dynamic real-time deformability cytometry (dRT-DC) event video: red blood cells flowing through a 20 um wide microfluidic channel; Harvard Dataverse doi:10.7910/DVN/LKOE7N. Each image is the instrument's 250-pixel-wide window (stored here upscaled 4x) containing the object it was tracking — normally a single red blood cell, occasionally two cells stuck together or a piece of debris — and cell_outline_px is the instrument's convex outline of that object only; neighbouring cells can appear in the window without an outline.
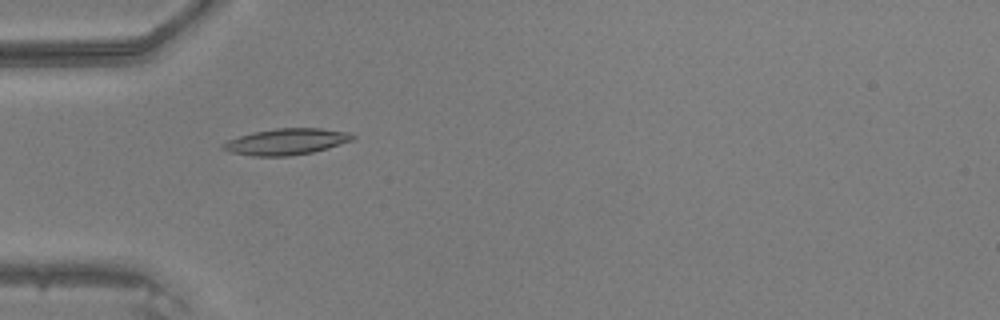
{"species": "common noctule bat (a hibernating species)", "species_latin": "Nyctalus noctula", "temperature_condition": "warm", "stored_images_in_passage": 48, "camera_frame_rate_fps": 3000, "um_per_image_px": 0.085, "animal": {"sex": "male", "body_mass_g": 20.5, "forearm_length_mm": 52.5}, "frame": {"image": 1, "passage_image": 16, "time_ms": 5.0, "image_size_px": [1000, 320], "cell_outline_px": [[356, 136], [352, 140], [328, 148], [312, 152], [288, 156], [252, 156], [228, 152], [220, 148], [220, 144], [228, 140], [252, 132], [276, 128], [320, 128], [352, 132]], "centroid_in_image_um": [24.32, 12.04], "position_along_channel_um": 60.7, "area_um2": 20.0}}
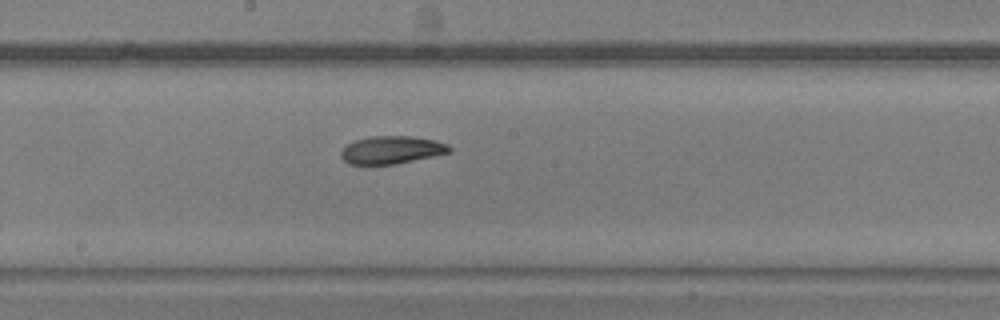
{"frame": {"image": 2, "passage_image": 27, "time_ms": 8.667, "image_size_px": [1000, 320], "cell_outline_px": [[452, 152], [396, 164], [348, 164], [340, 156], [340, 152], [348, 144], [356, 140], [368, 136], [408, 136], [436, 140], [448, 144], [452, 148]], "centroid_in_image_um": [33.31, 12.74], "position_along_channel_um": 214.9, "area_um2": 17.57}}
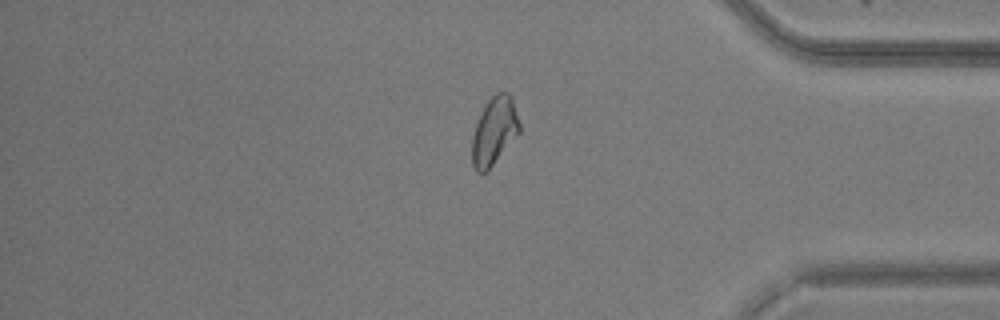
{"frame": {"image": 3, "passage_image": 41, "time_ms": 13.333, "image_size_px": [1000, 320], "cell_outline_px": [[520, 132], [492, 164], [484, 172], [476, 172], [472, 164], [472, 136], [476, 124], [488, 100], [496, 92], [508, 92], [512, 96], [520, 124]], "centroid_in_image_um": [42.02, 11.1], "position_along_channel_um": 393.2, "area_um2": 18.38}}